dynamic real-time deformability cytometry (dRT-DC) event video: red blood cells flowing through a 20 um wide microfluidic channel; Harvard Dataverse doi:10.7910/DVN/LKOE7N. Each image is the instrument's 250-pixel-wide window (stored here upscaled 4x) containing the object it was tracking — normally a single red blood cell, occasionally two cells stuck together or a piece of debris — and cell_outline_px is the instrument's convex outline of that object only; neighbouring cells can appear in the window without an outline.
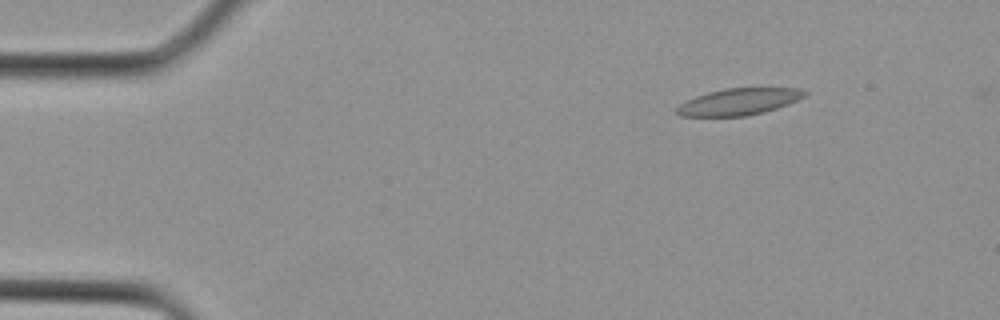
{"species": "Egyptian fruit bat (a non-hibernating species)", "species_latin": "Rousettus aegyptiacus", "temperature_condition": "cold", "stored_images_in_passage": 2, "camera_frame_rate_fps": 3000, "um_per_image_px": 0.085, "animal": {"sex": "female"}, "frame": {"image": 1, "passage_image": 2, "time_ms": 0.333, "image_size_px": [1000, 320], "cell_outline_px": [[808, 92], [804, 96], [788, 104], [764, 112], [748, 116], [680, 116], [676, 112], [676, 108], [680, 104], [696, 96], [708, 92], [724, 88], [800, 88]], "centroid_in_image_um": [62.8, 8.64], "position_along_channel_um": 22.2, "area_um2": 19.77}}